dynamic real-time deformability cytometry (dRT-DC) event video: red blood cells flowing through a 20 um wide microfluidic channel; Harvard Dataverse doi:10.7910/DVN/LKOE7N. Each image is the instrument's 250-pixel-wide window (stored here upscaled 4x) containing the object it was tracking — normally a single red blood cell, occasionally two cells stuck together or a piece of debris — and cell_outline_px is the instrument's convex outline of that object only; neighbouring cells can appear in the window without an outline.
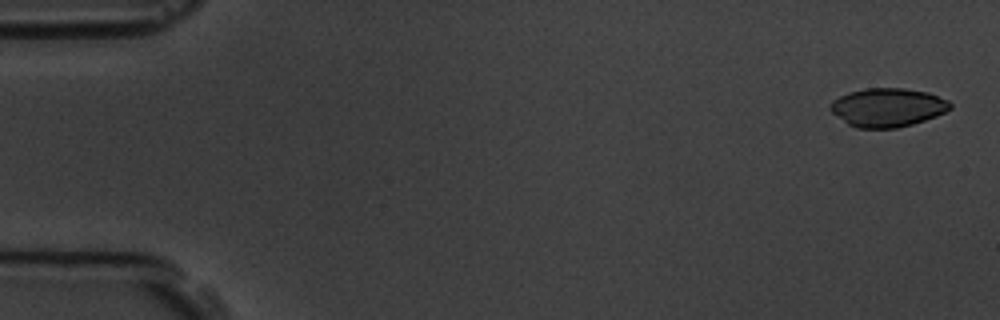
{"species": "common noctule bat (a hibernating species)", "species_latin": "Nyctalus noctula", "temperature_condition": "room temperature", "stored_images_in_passage": 4, "camera_frame_rate_fps": 3000, "um_per_image_px": 0.085, "animal": {"sex": "male", "body_mass_g": 19.5, "forearm_length_mm": 54.6}, "frame": {"image": 1, "passage_image": 1, "time_ms": 0.0, "image_size_px": [1000, 320], "cell_outline_px": [[952, 108], [936, 116], [912, 124], [896, 128], [856, 128], [848, 124], [832, 112], [828, 108], [832, 100], [848, 92], [864, 88], [904, 88], [928, 92], [948, 100], [952, 104]], "centroid_in_image_um": [75.44, 9.12], "position_along_channel_um": 9.6, "area_um2": 27.05}}